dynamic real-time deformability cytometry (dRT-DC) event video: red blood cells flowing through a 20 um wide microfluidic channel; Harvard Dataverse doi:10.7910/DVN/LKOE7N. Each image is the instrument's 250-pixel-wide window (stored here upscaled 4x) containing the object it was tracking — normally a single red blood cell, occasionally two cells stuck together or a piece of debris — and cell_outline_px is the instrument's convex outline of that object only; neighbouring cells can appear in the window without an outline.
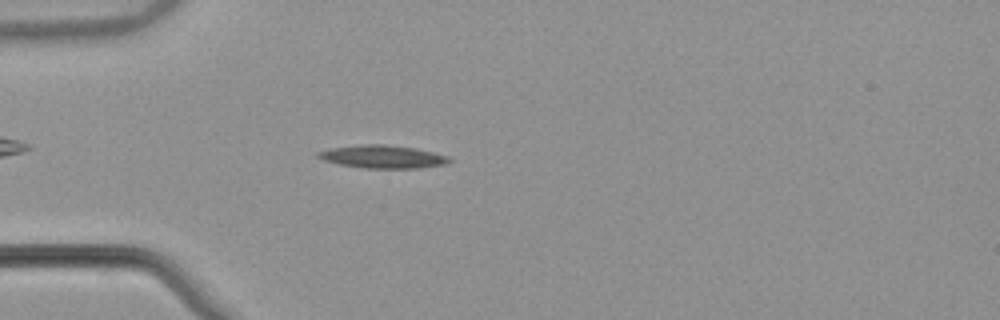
{"species": "common noctule bat (a hibernating species)", "species_latin": "Nyctalus noctula", "temperature_condition": "warm", "stored_images_in_passage": 46, "camera_frame_rate_fps": 3000, "um_per_image_px": 0.085, "animal": {"sex": "male", "body_mass_g": 21.5, "forearm_length_mm": 52.0}, "frame": {"image": 1, "passage_image": 7, "time_ms": 2.0, "image_size_px": [1000, 320], "cell_outline_px": [[452, 160], [448, 164], [420, 168], [364, 168], [340, 164], [324, 160], [316, 156], [316, 152], [332, 148], [364, 144], [384, 144], [416, 148], [448, 156]], "centroid_in_image_um": [32.56, 13.32], "position_along_channel_um": 52.4, "area_um2": 17.51}}
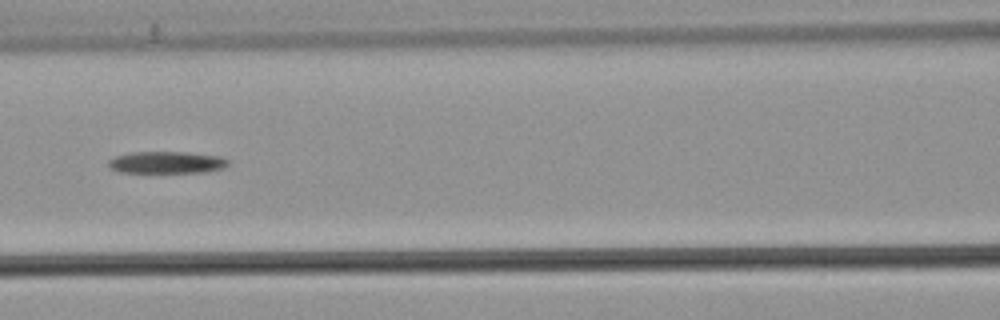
{"frame": {"image": 2, "passage_image": 16, "time_ms": 5.0, "image_size_px": [1000, 320], "cell_outline_px": [[228, 164], [224, 168], [208, 172], [120, 172], [108, 168], [108, 160], [116, 156], [132, 152], [188, 152], [220, 156], [228, 160]], "centroid_in_image_um": [14.17, 13.8], "position_along_channel_um": 152.4, "area_um2": 15.37}}
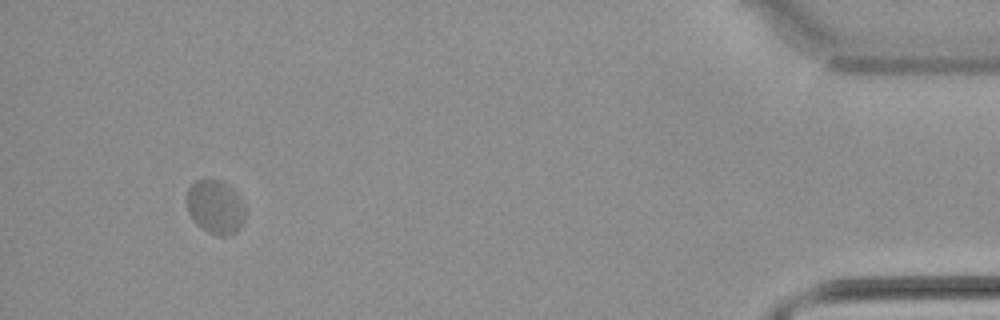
{"frame": {"image": 3, "passage_image": 43, "time_ms": 14.0, "image_size_px": [1000, 320], "cell_outline_px": [[244, 220], [240, 228], [236, 232], [228, 236], [216, 236], [208, 232], [196, 224], [188, 212], [188, 188], [196, 180], [224, 180], [232, 188], [244, 204]], "centroid_in_image_um": [18.32, 17.61], "position_along_channel_um": 416.9, "area_um2": 18.32}, "authors_computed_cell_mechanics": {"area_um2": 16.9354, "velocity_mm_per_s": 3.7211, "shape_relaxation_time_tau1_ms": null, "shape_relaxation_time_tau2_ms": 2.9715, "deformation_change_tau1": null, "deformation_change_tau2": 0.0546}}